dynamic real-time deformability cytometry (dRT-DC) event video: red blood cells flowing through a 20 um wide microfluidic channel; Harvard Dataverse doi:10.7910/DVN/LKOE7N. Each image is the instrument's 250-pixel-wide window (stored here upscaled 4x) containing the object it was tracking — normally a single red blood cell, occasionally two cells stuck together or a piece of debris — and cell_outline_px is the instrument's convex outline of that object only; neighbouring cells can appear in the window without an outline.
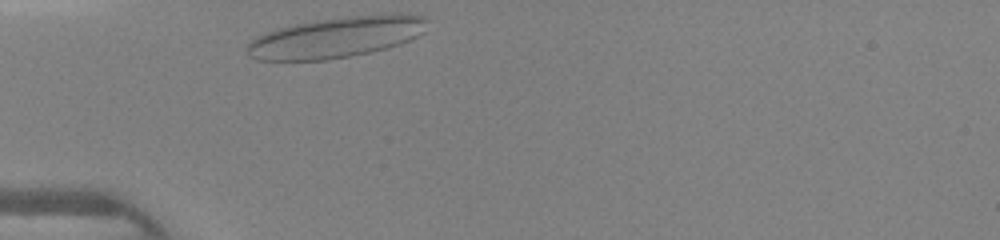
{"species": "human", "species_latin": "Homo sapiens", "temperature_condition": "warm", "stored_images_in_passage": 24, "camera_frame_rate_fps": 3000, "um_per_image_px": 0.085, "donor": {"sex": "female"}, "frame": {"image": 1, "passage_image": 1, "time_ms": 0.0, "image_size_px": [1000, 240], "cell_outline_px": [[428, 20], [424, 32], [400, 44], [368, 52], [328, 60], [256, 60], [248, 56], [248, 44], [256, 36], [276, 28], [316, 20], [352, 16], [424, 16]], "centroid_in_image_um": [28.48, 3.2], "position_along_channel_um": 56.5, "area_um2": 41.79}}
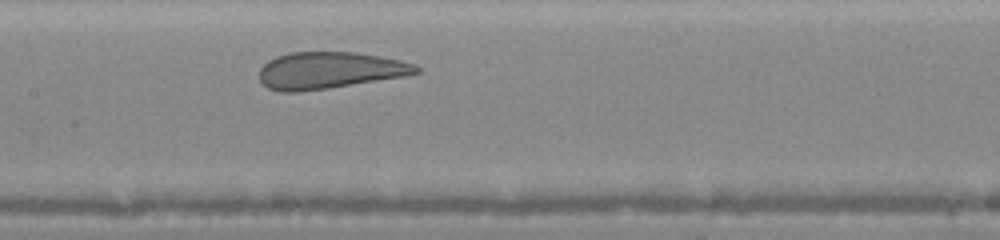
{"frame": {"image": 2, "passage_image": 10, "time_ms": 3.0, "image_size_px": [1000, 240], "cell_outline_px": [[420, 72], [408, 76], [328, 88], [300, 92], [280, 92], [268, 88], [260, 80], [260, 68], [268, 60], [276, 56], [288, 52], [356, 52], [380, 56], [400, 60], [416, 64], [420, 68]], "centroid_in_image_um": [28.03, 5.98], "position_along_channel_um": 179.4, "area_um2": 33.87}}
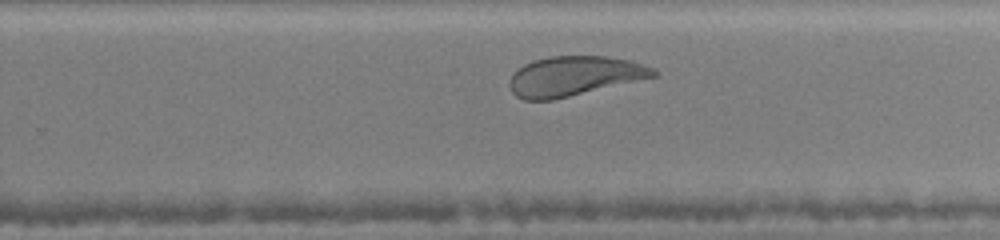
{"frame": {"image": 3, "passage_image": 17, "time_ms": 5.333, "image_size_px": [1000, 240], "cell_outline_px": [[660, 72], [656, 76], [552, 100], [524, 100], [516, 96], [512, 92], [508, 84], [508, 80], [512, 72], [524, 64], [532, 60], [548, 56], [604, 56], [628, 60], [652, 68]], "centroid_in_image_um": [48.73, 6.46], "position_along_channel_um": 281.1, "area_um2": 33.18}}